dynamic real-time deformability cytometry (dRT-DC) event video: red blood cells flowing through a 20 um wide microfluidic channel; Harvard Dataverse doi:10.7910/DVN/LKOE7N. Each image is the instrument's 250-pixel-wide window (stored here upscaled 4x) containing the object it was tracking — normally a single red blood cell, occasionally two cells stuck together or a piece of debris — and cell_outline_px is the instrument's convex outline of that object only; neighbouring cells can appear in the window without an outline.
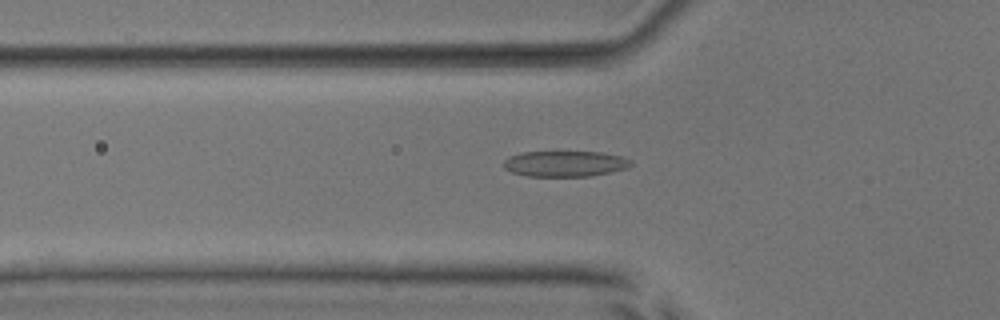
{"species": "common noctule bat (a hibernating species)", "species_latin": "Nyctalus noctula", "temperature_condition": "room temperature", "stored_images_in_passage": 52, "camera_frame_rate_fps": 3000, "um_per_image_px": 0.085, "animal": {"sex": "male", "body_mass_g": 17.9, "forearm_length_mm": 54.2}, "frame": {"image": 1, "passage_image": 18, "time_ms": 5.667, "image_size_px": [1000, 320], "cell_outline_px": [[632, 164], [628, 168], [592, 176], [528, 176], [512, 172], [504, 168], [504, 160], [508, 156], [520, 152], [600, 152], [620, 156], [632, 160]], "centroid_in_image_um": [48.02, 13.91], "position_along_channel_um": 77.8, "area_um2": 19.13}}
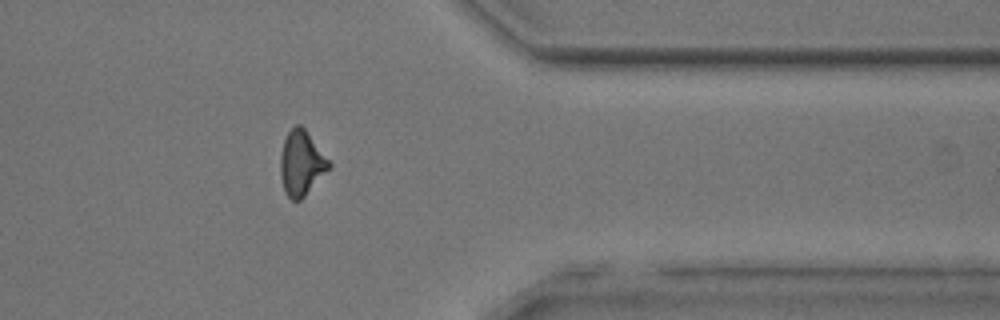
{"frame": {"image": 2, "passage_image": 42, "time_ms": 13.667, "image_size_px": [1000, 320], "cell_outline_px": [[332, 164], [304, 196], [300, 200], [292, 200], [284, 192], [280, 176], [280, 156], [284, 140], [288, 132], [296, 124], [300, 124], [304, 128]], "centroid_in_image_um": [25.58, 13.86], "position_along_channel_um": 385.8, "area_um2": 17.98}}
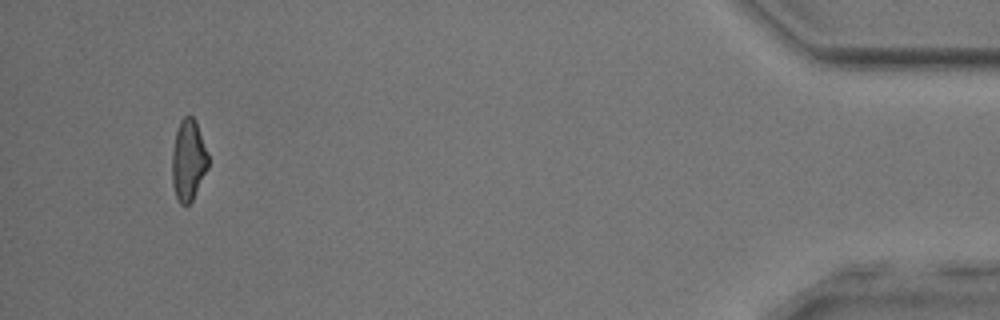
{"frame": {"image": 3, "passage_image": 49, "time_ms": 16.0, "image_size_px": [1000, 320], "cell_outline_px": [[208, 168], [192, 200], [188, 204], [180, 204], [176, 196], [172, 184], [172, 152], [176, 132], [180, 120], [184, 116], [192, 116], [196, 120], [208, 152]], "centroid_in_image_um": [16.01, 13.59], "position_along_channel_um": 419.2, "area_um2": 17.11}, "authors_computed_cell_mechanics": {"area_um2": 18.5249, "velocity_mm_per_s": 4.0025, "shape_relaxation_time_tau1_ms": 5.4858, "shape_relaxation_time_tau2_ms": 3.115, "deformation_change_tau1": 0.1745, "deformation_change_tau2": 0.1305}}